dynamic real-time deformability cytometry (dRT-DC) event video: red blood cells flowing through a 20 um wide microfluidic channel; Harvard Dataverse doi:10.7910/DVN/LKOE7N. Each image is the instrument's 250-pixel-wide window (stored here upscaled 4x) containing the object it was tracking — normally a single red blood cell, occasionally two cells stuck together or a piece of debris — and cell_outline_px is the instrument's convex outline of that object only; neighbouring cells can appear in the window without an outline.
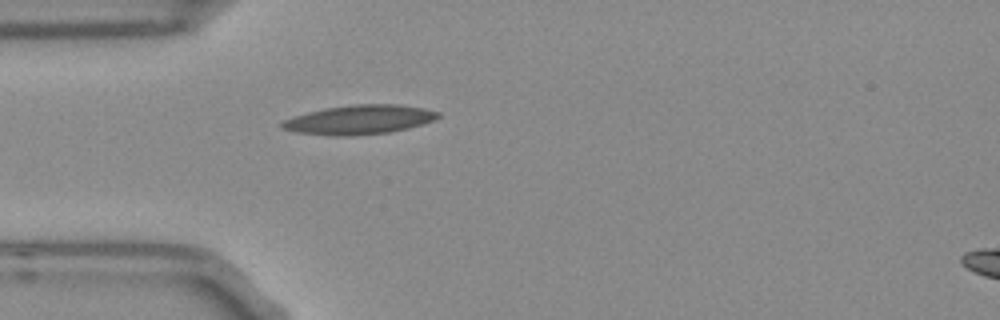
{"species": "Egyptian fruit bat (a non-hibernating species)", "species_latin": "Rousettus aegyptiacus", "temperature_condition": "room temperature", "stored_images_in_passage": 32, "camera_frame_rate_fps": 3000, "um_per_image_px": 0.085, "frame": {"image": 1, "passage_image": 1, "time_ms": 0.0, "image_size_px": [1000, 320], "cell_outline_px": [[440, 116], [432, 120], [408, 128], [388, 132], [352, 136], [332, 136], [296, 132], [280, 128], [280, 124], [284, 120], [308, 112], [324, 108], [352, 104], [400, 104], [424, 108], [440, 112]], "centroid_in_image_um": [30.53, 10.17], "position_along_channel_um": 54.5, "area_um2": 26.53}}
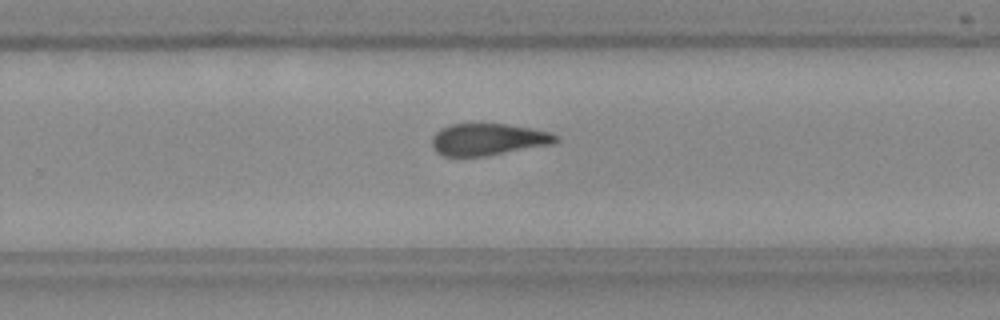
{"frame": {"image": 2, "passage_image": 20, "time_ms": 6.333, "image_size_px": [1000, 320], "cell_outline_px": [[560, 140], [552, 144], [488, 156], [444, 156], [436, 152], [432, 148], [432, 136], [440, 128], [448, 124], [476, 120], [532, 128], [552, 132], [560, 136]], "centroid_in_image_um": [41.47, 11.8], "position_along_channel_um": 288.3, "area_um2": 24.1}}
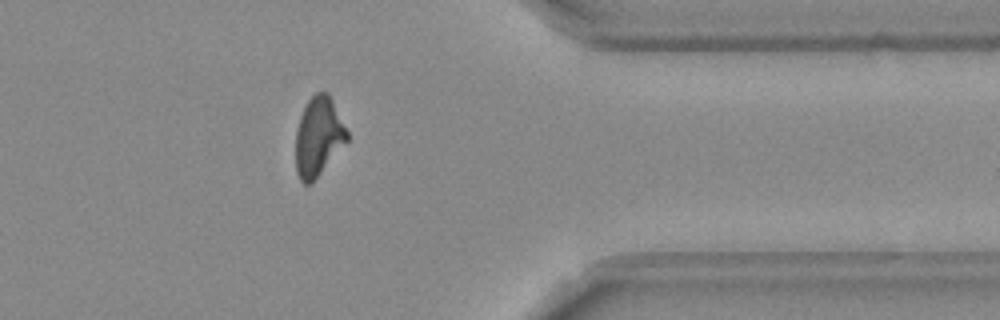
{"frame": {"image": 3, "passage_image": 29, "time_ms": 9.333, "image_size_px": [1000, 320], "cell_outline_px": [[348, 140], [320, 172], [308, 184], [304, 184], [300, 180], [296, 172], [296, 128], [300, 116], [308, 100], [316, 92], [328, 92], [348, 132]], "centroid_in_image_um": [27.05, 11.58], "position_along_channel_um": 384.4, "area_um2": 23.18}, "authors_computed_cell_mechanics": {"area_um2": 23.9292, "velocity_mm_per_s": 3.7552, "shape_relaxation_time_tau1_ms": null, "shape_relaxation_time_tau2_ms": 4.5849, "deformation_change_tau1": null, "deformation_change_tau2": 0.1496}}